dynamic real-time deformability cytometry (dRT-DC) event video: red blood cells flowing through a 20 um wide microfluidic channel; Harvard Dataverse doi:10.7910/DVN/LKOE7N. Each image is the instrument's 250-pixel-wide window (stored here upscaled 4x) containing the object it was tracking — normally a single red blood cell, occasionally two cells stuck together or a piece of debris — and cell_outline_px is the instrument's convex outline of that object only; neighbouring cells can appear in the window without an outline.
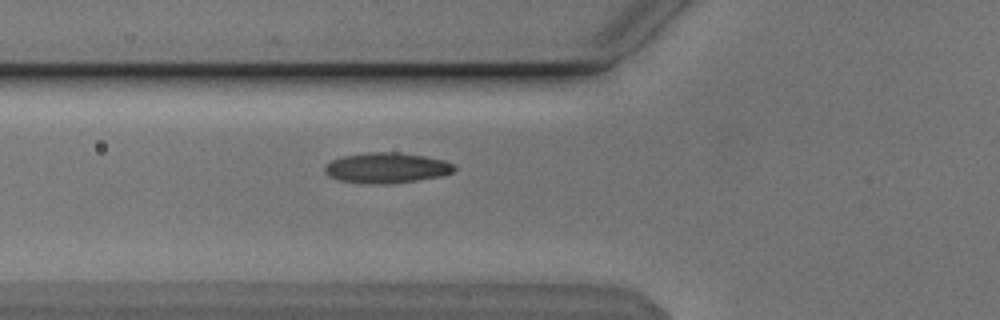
{"species": "Egyptian fruit bat (a non-hibernating species)", "species_latin": "Rousettus aegyptiacus", "temperature_condition": "cold", "stored_images_in_passage": 37, "camera_frame_rate_fps": 3000, "um_per_image_px": 0.085, "animal": {"sex": "male"}, "frame": {"image": 1, "passage_image": 3, "time_ms": 0.667, "image_size_px": [1000, 320], "cell_outline_px": [[456, 168], [452, 172], [440, 176], [416, 180], [384, 184], [368, 184], [340, 180], [328, 176], [324, 172], [324, 168], [332, 160], [344, 156], [368, 152], [396, 152], [424, 156], [444, 160], [456, 164]], "centroid_in_image_um": [32.87, 14.27], "position_along_channel_um": 92.9, "area_um2": 22.83}}
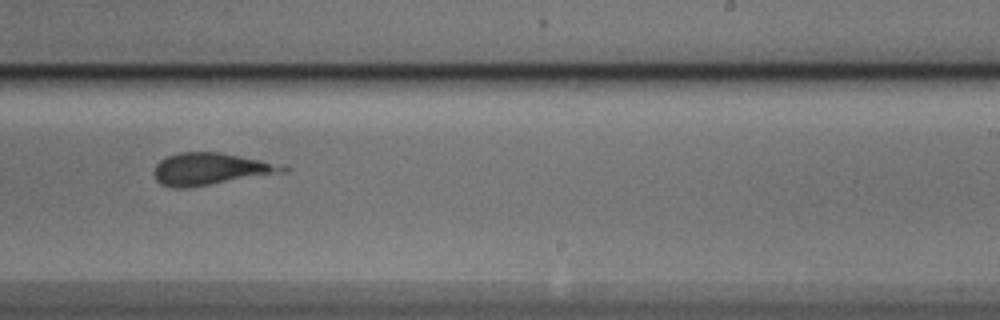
{"frame": {"image": 2, "passage_image": 17, "time_ms": 5.333, "image_size_px": [1000, 320], "cell_outline_px": [[288, 172], [188, 188], [172, 188], [160, 184], [156, 180], [152, 172], [156, 164], [160, 160], [168, 156], [180, 152], [220, 152], [260, 160], [288, 168]], "centroid_in_image_um": [17.83, 14.38], "position_along_channel_um": 271.2, "area_um2": 24.04}}
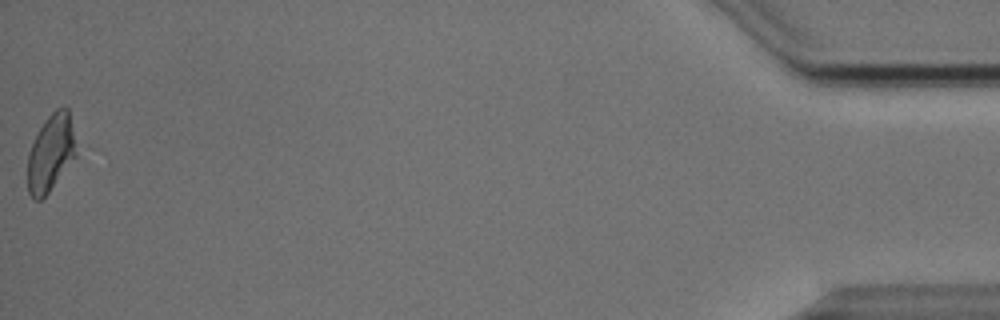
{"frame": {"image": 3, "passage_image": 37, "time_ms": 12.0, "image_size_px": [1000, 320], "cell_outline_px": [[76, 152], [48, 192], [40, 200], [32, 200], [28, 192], [28, 152], [44, 120], [56, 108], [64, 104], [68, 108]], "centroid_in_image_um": [4.27, 12.97], "position_along_channel_um": 430.9, "area_um2": 21.04}}